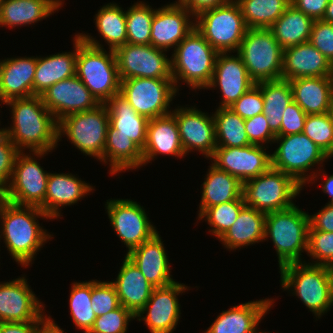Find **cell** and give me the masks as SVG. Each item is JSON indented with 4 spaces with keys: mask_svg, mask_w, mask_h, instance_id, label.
<instances>
[{
    "mask_svg": "<svg viewBox=\"0 0 333 333\" xmlns=\"http://www.w3.org/2000/svg\"><path fill=\"white\" fill-rule=\"evenodd\" d=\"M307 114L293 100L286 107L283 120L281 122L280 132L277 136H288L297 133H302Z\"/></svg>",
    "mask_w": 333,
    "mask_h": 333,
    "instance_id": "obj_53",
    "label": "cell"
},
{
    "mask_svg": "<svg viewBox=\"0 0 333 333\" xmlns=\"http://www.w3.org/2000/svg\"><path fill=\"white\" fill-rule=\"evenodd\" d=\"M263 145L216 147L210 157L213 165L237 178L241 183L259 176L271 167V154Z\"/></svg>",
    "mask_w": 333,
    "mask_h": 333,
    "instance_id": "obj_17",
    "label": "cell"
},
{
    "mask_svg": "<svg viewBox=\"0 0 333 333\" xmlns=\"http://www.w3.org/2000/svg\"><path fill=\"white\" fill-rule=\"evenodd\" d=\"M40 96L57 121L74 113L93 110L100 105L76 75L55 83Z\"/></svg>",
    "mask_w": 333,
    "mask_h": 333,
    "instance_id": "obj_20",
    "label": "cell"
},
{
    "mask_svg": "<svg viewBox=\"0 0 333 333\" xmlns=\"http://www.w3.org/2000/svg\"><path fill=\"white\" fill-rule=\"evenodd\" d=\"M263 95V114L268 120L270 130L277 136L280 132L283 114L293 101V92L289 80L263 81L257 83Z\"/></svg>",
    "mask_w": 333,
    "mask_h": 333,
    "instance_id": "obj_37",
    "label": "cell"
},
{
    "mask_svg": "<svg viewBox=\"0 0 333 333\" xmlns=\"http://www.w3.org/2000/svg\"><path fill=\"white\" fill-rule=\"evenodd\" d=\"M50 321L0 322V333H45Z\"/></svg>",
    "mask_w": 333,
    "mask_h": 333,
    "instance_id": "obj_54",
    "label": "cell"
},
{
    "mask_svg": "<svg viewBox=\"0 0 333 333\" xmlns=\"http://www.w3.org/2000/svg\"><path fill=\"white\" fill-rule=\"evenodd\" d=\"M309 214L295 204L287 209L266 213L264 238L273 241L279 268L304 262L301 253L307 252Z\"/></svg>",
    "mask_w": 333,
    "mask_h": 333,
    "instance_id": "obj_6",
    "label": "cell"
},
{
    "mask_svg": "<svg viewBox=\"0 0 333 333\" xmlns=\"http://www.w3.org/2000/svg\"><path fill=\"white\" fill-rule=\"evenodd\" d=\"M135 317L131 311L120 305L113 311L97 316L88 333H126L128 322Z\"/></svg>",
    "mask_w": 333,
    "mask_h": 333,
    "instance_id": "obj_48",
    "label": "cell"
},
{
    "mask_svg": "<svg viewBox=\"0 0 333 333\" xmlns=\"http://www.w3.org/2000/svg\"><path fill=\"white\" fill-rule=\"evenodd\" d=\"M71 288L69 307L74 325L88 333L96 319L91 305V281L75 282Z\"/></svg>",
    "mask_w": 333,
    "mask_h": 333,
    "instance_id": "obj_43",
    "label": "cell"
},
{
    "mask_svg": "<svg viewBox=\"0 0 333 333\" xmlns=\"http://www.w3.org/2000/svg\"><path fill=\"white\" fill-rule=\"evenodd\" d=\"M303 133L329 157L333 156V121L330 112L308 114Z\"/></svg>",
    "mask_w": 333,
    "mask_h": 333,
    "instance_id": "obj_45",
    "label": "cell"
},
{
    "mask_svg": "<svg viewBox=\"0 0 333 333\" xmlns=\"http://www.w3.org/2000/svg\"><path fill=\"white\" fill-rule=\"evenodd\" d=\"M292 176L270 167L259 176L242 183V196L246 206L269 213L287 209L302 190Z\"/></svg>",
    "mask_w": 333,
    "mask_h": 333,
    "instance_id": "obj_9",
    "label": "cell"
},
{
    "mask_svg": "<svg viewBox=\"0 0 333 333\" xmlns=\"http://www.w3.org/2000/svg\"><path fill=\"white\" fill-rule=\"evenodd\" d=\"M330 114H331V118H332V121H333V102H332V107H331Z\"/></svg>",
    "mask_w": 333,
    "mask_h": 333,
    "instance_id": "obj_63",
    "label": "cell"
},
{
    "mask_svg": "<svg viewBox=\"0 0 333 333\" xmlns=\"http://www.w3.org/2000/svg\"><path fill=\"white\" fill-rule=\"evenodd\" d=\"M307 253L316 260L310 264L333 268V232L308 230Z\"/></svg>",
    "mask_w": 333,
    "mask_h": 333,
    "instance_id": "obj_46",
    "label": "cell"
},
{
    "mask_svg": "<svg viewBox=\"0 0 333 333\" xmlns=\"http://www.w3.org/2000/svg\"><path fill=\"white\" fill-rule=\"evenodd\" d=\"M21 151L9 136L0 132V186L7 187L11 181L17 155Z\"/></svg>",
    "mask_w": 333,
    "mask_h": 333,
    "instance_id": "obj_51",
    "label": "cell"
},
{
    "mask_svg": "<svg viewBox=\"0 0 333 333\" xmlns=\"http://www.w3.org/2000/svg\"><path fill=\"white\" fill-rule=\"evenodd\" d=\"M94 188L75 175L50 173L44 200V212L51 218L60 217L59 207L77 203Z\"/></svg>",
    "mask_w": 333,
    "mask_h": 333,
    "instance_id": "obj_30",
    "label": "cell"
},
{
    "mask_svg": "<svg viewBox=\"0 0 333 333\" xmlns=\"http://www.w3.org/2000/svg\"><path fill=\"white\" fill-rule=\"evenodd\" d=\"M217 147H246L251 145L246 134L245 119L229 107H218L213 114Z\"/></svg>",
    "mask_w": 333,
    "mask_h": 333,
    "instance_id": "obj_39",
    "label": "cell"
},
{
    "mask_svg": "<svg viewBox=\"0 0 333 333\" xmlns=\"http://www.w3.org/2000/svg\"><path fill=\"white\" fill-rule=\"evenodd\" d=\"M144 2L134 3L126 11L127 43L149 45L151 40V24L154 12Z\"/></svg>",
    "mask_w": 333,
    "mask_h": 333,
    "instance_id": "obj_42",
    "label": "cell"
},
{
    "mask_svg": "<svg viewBox=\"0 0 333 333\" xmlns=\"http://www.w3.org/2000/svg\"><path fill=\"white\" fill-rule=\"evenodd\" d=\"M284 290L293 289L304 305L320 318L333 306V268L298 262L280 268Z\"/></svg>",
    "mask_w": 333,
    "mask_h": 333,
    "instance_id": "obj_4",
    "label": "cell"
},
{
    "mask_svg": "<svg viewBox=\"0 0 333 333\" xmlns=\"http://www.w3.org/2000/svg\"><path fill=\"white\" fill-rule=\"evenodd\" d=\"M30 288L24 276L0 283V322L50 321Z\"/></svg>",
    "mask_w": 333,
    "mask_h": 333,
    "instance_id": "obj_16",
    "label": "cell"
},
{
    "mask_svg": "<svg viewBox=\"0 0 333 333\" xmlns=\"http://www.w3.org/2000/svg\"><path fill=\"white\" fill-rule=\"evenodd\" d=\"M126 256L136 264L154 288L175 282L170 275V263L158 232L148 241L126 253Z\"/></svg>",
    "mask_w": 333,
    "mask_h": 333,
    "instance_id": "obj_24",
    "label": "cell"
},
{
    "mask_svg": "<svg viewBox=\"0 0 333 333\" xmlns=\"http://www.w3.org/2000/svg\"><path fill=\"white\" fill-rule=\"evenodd\" d=\"M109 157V158H108ZM110 162V173L116 174L143 165L142 149L124 135H107L103 162Z\"/></svg>",
    "mask_w": 333,
    "mask_h": 333,
    "instance_id": "obj_38",
    "label": "cell"
},
{
    "mask_svg": "<svg viewBox=\"0 0 333 333\" xmlns=\"http://www.w3.org/2000/svg\"><path fill=\"white\" fill-rule=\"evenodd\" d=\"M105 105L109 114L107 135L127 136L143 150L149 119L139 115L120 93L113 96Z\"/></svg>",
    "mask_w": 333,
    "mask_h": 333,
    "instance_id": "obj_27",
    "label": "cell"
},
{
    "mask_svg": "<svg viewBox=\"0 0 333 333\" xmlns=\"http://www.w3.org/2000/svg\"><path fill=\"white\" fill-rule=\"evenodd\" d=\"M63 5L61 0H2L0 26L16 27L35 24Z\"/></svg>",
    "mask_w": 333,
    "mask_h": 333,
    "instance_id": "obj_32",
    "label": "cell"
},
{
    "mask_svg": "<svg viewBox=\"0 0 333 333\" xmlns=\"http://www.w3.org/2000/svg\"><path fill=\"white\" fill-rule=\"evenodd\" d=\"M293 100L308 114L331 111L333 102V76L307 77L290 80Z\"/></svg>",
    "mask_w": 333,
    "mask_h": 333,
    "instance_id": "obj_31",
    "label": "cell"
},
{
    "mask_svg": "<svg viewBox=\"0 0 333 333\" xmlns=\"http://www.w3.org/2000/svg\"><path fill=\"white\" fill-rule=\"evenodd\" d=\"M95 25L99 34L115 50L127 43L126 11L116 3L104 5L95 15Z\"/></svg>",
    "mask_w": 333,
    "mask_h": 333,
    "instance_id": "obj_40",
    "label": "cell"
},
{
    "mask_svg": "<svg viewBox=\"0 0 333 333\" xmlns=\"http://www.w3.org/2000/svg\"><path fill=\"white\" fill-rule=\"evenodd\" d=\"M37 57L7 58L3 60L0 80V102L33 96V82Z\"/></svg>",
    "mask_w": 333,
    "mask_h": 333,
    "instance_id": "obj_28",
    "label": "cell"
},
{
    "mask_svg": "<svg viewBox=\"0 0 333 333\" xmlns=\"http://www.w3.org/2000/svg\"><path fill=\"white\" fill-rule=\"evenodd\" d=\"M91 305L96 317L120 306L116 288L111 281H91Z\"/></svg>",
    "mask_w": 333,
    "mask_h": 333,
    "instance_id": "obj_47",
    "label": "cell"
},
{
    "mask_svg": "<svg viewBox=\"0 0 333 333\" xmlns=\"http://www.w3.org/2000/svg\"><path fill=\"white\" fill-rule=\"evenodd\" d=\"M248 28H270L291 5V0H235Z\"/></svg>",
    "mask_w": 333,
    "mask_h": 333,
    "instance_id": "obj_41",
    "label": "cell"
},
{
    "mask_svg": "<svg viewBox=\"0 0 333 333\" xmlns=\"http://www.w3.org/2000/svg\"><path fill=\"white\" fill-rule=\"evenodd\" d=\"M171 113L175 116L185 155L196 149L210 158L217 147L213 114L208 116L195 106L178 107Z\"/></svg>",
    "mask_w": 333,
    "mask_h": 333,
    "instance_id": "obj_19",
    "label": "cell"
},
{
    "mask_svg": "<svg viewBox=\"0 0 333 333\" xmlns=\"http://www.w3.org/2000/svg\"><path fill=\"white\" fill-rule=\"evenodd\" d=\"M283 51L269 28H248L237 53L257 84L282 79Z\"/></svg>",
    "mask_w": 333,
    "mask_h": 333,
    "instance_id": "obj_8",
    "label": "cell"
},
{
    "mask_svg": "<svg viewBox=\"0 0 333 333\" xmlns=\"http://www.w3.org/2000/svg\"><path fill=\"white\" fill-rule=\"evenodd\" d=\"M105 207L113 229L128 248L127 253L158 232L149 221L143 206L133 200H107Z\"/></svg>",
    "mask_w": 333,
    "mask_h": 333,
    "instance_id": "obj_15",
    "label": "cell"
},
{
    "mask_svg": "<svg viewBox=\"0 0 333 333\" xmlns=\"http://www.w3.org/2000/svg\"><path fill=\"white\" fill-rule=\"evenodd\" d=\"M175 2L154 12L150 44L155 48L167 51L170 47H176L195 28V20L190 21L189 18L195 16L186 7Z\"/></svg>",
    "mask_w": 333,
    "mask_h": 333,
    "instance_id": "obj_21",
    "label": "cell"
},
{
    "mask_svg": "<svg viewBox=\"0 0 333 333\" xmlns=\"http://www.w3.org/2000/svg\"><path fill=\"white\" fill-rule=\"evenodd\" d=\"M108 126V108L100 104L93 110L74 113L59 120L58 140L62 134L66 135L81 153L103 162Z\"/></svg>",
    "mask_w": 333,
    "mask_h": 333,
    "instance_id": "obj_10",
    "label": "cell"
},
{
    "mask_svg": "<svg viewBox=\"0 0 333 333\" xmlns=\"http://www.w3.org/2000/svg\"><path fill=\"white\" fill-rule=\"evenodd\" d=\"M328 3L329 0H291V5L313 20L323 18Z\"/></svg>",
    "mask_w": 333,
    "mask_h": 333,
    "instance_id": "obj_56",
    "label": "cell"
},
{
    "mask_svg": "<svg viewBox=\"0 0 333 333\" xmlns=\"http://www.w3.org/2000/svg\"><path fill=\"white\" fill-rule=\"evenodd\" d=\"M308 230L333 232V204L327 203L319 212L309 215Z\"/></svg>",
    "mask_w": 333,
    "mask_h": 333,
    "instance_id": "obj_55",
    "label": "cell"
},
{
    "mask_svg": "<svg viewBox=\"0 0 333 333\" xmlns=\"http://www.w3.org/2000/svg\"><path fill=\"white\" fill-rule=\"evenodd\" d=\"M314 20L290 5L269 28L279 45L286 49L309 41Z\"/></svg>",
    "mask_w": 333,
    "mask_h": 333,
    "instance_id": "obj_36",
    "label": "cell"
},
{
    "mask_svg": "<svg viewBox=\"0 0 333 333\" xmlns=\"http://www.w3.org/2000/svg\"><path fill=\"white\" fill-rule=\"evenodd\" d=\"M187 287L175 281L167 286L154 288L149 300L135 318L139 321L144 319L151 333H172L181 314L177 296L187 290ZM145 313L146 317L143 315Z\"/></svg>",
    "mask_w": 333,
    "mask_h": 333,
    "instance_id": "obj_18",
    "label": "cell"
},
{
    "mask_svg": "<svg viewBox=\"0 0 333 333\" xmlns=\"http://www.w3.org/2000/svg\"><path fill=\"white\" fill-rule=\"evenodd\" d=\"M218 53L213 76L206 87H219L222 99L219 107H230L256 83L250 78L241 56Z\"/></svg>",
    "mask_w": 333,
    "mask_h": 333,
    "instance_id": "obj_22",
    "label": "cell"
},
{
    "mask_svg": "<svg viewBox=\"0 0 333 333\" xmlns=\"http://www.w3.org/2000/svg\"><path fill=\"white\" fill-rule=\"evenodd\" d=\"M12 110V125L3 128L14 145L22 152L30 149L32 155L45 156L58 141V121L44 105L41 96L11 99L4 103Z\"/></svg>",
    "mask_w": 333,
    "mask_h": 333,
    "instance_id": "obj_1",
    "label": "cell"
},
{
    "mask_svg": "<svg viewBox=\"0 0 333 333\" xmlns=\"http://www.w3.org/2000/svg\"><path fill=\"white\" fill-rule=\"evenodd\" d=\"M323 183L322 191L331 197L329 204H333V174L327 177Z\"/></svg>",
    "mask_w": 333,
    "mask_h": 333,
    "instance_id": "obj_58",
    "label": "cell"
},
{
    "mask_svg": "<svg viewBox=\"0 0 333 333\" xmlns=\"http://www.w3.org/2000/svg\"><path fill=\"white\" fill-rule=\"evenodd\" d=\"M309 42L333 65V23L314 20Z\"/></svg>",
    "mask_w": 333,
    "mask_h": 333,
    "instance_id": "obj_49",
    "label": "cell"
},
{
    "mask_svg": "<svg viewBox=\"0 0 333 333\" xmlns=\"http://www.w3.org/2000/svg\"><path fill=\"white\" fill-rule=\"evenodd\" d=\"M263 95L261 88L255 84L249 91L244 93L229 108L243 119L254 117L263 113Z\"/></svg>",
    "mask_w": 333,
    "mask_h": 333,
    "instance_id": "obj_50",
    "label": "cell"
},
{
    "mask_svg": "<svg viewBox=\"0 0 333 333\" xmlns=\"http://www.w3.org/2000/svg\"><path fill=\"white\" fill-rule=\"evenodd\" d=\"M122 263L118 276L112 283L120 305L136 316L149 300L154 287L127 256Z\"/></svg>",
    "mask_w": 333,
    "mask_h": 333,
    "instance_id": "obj_29",
    "label": "cell"
},
{
    "mask_svg": "<svg viewBox=\"0 0 333 333\" xmlns=\"http://www.w3.org/2000/svg\"><path fill=\"white\" fill-rule=\"evenodd\" d=\"M74 39V52L57 53L42 58L37 56L33 96H40L55 83L76 75L77 35Z\"/></svg>",
    "mask_w": 333,
    "mask_h": 333,
    "instance_id": "obj_33",
    "label": "cell"
},
{
    "mask_svg": "<svg viewBox=\"0 0 333 333\" xmlns=\"http://www.w3.org/2000/svg\"><path fill=\"white\" fill-rule=\"evenodd\" d=\"M333 76V65L309 41L283 51L282 79Z\"/></svg>",
    "mask_w": 333,
    "mask_h": 333,
    "instance_id": "obj_23",
    "label": "cell"
},
{
    "mask_svg": "<svg viewBox=\"0 0 333 333\" xmlns=\"http://www.w3.org/2000/svg\"><path fill=\"white\" fill-rule=\"evenodd\" d=\"M76 76L100 104L120 93L121 80L114 51L107 53L91 35L77 34Z\"/></svg>",
    "mask_w": 333,
    "mask_h": 333,
    "instance_id": "obj_3",
    "label": "cell"
},
{
    "mask_svg": "<svg viewBox=\"0 0 333 333\" xmlns=\"http://www.w3.org/2000/svg\"><path fill=\"white\" fill-rule=\"evenodd\" d=\"M165 50L151 44H129L114 50L120 80L129 78H172L171 60Z\"/></svg>",
    "mask_w": 333,
    "mask_h": 333,
    "instance_id": "obj_13",
    "label": "cell"
},
{
    "mask_svg": "<svg viewBox=\"0 0 333 333\" xmlns=\"http://www.w3.org/2000/svg\"><path fill=\"white\" fill-rule=\"evenodd\" d=\"M258 330H255L253 333H266L265 331L264 332H257Z\"/></svg>",
    "mask_w": 333,
    "mask_h": 333,
    "instance_id": "obj_64",
    "label": "cell"
},
{
    "mask_svg": "<svg viewBox=\"0 0 333 333\" xmlns=\"http://www.w3.org/2000/svg\"><path fill=\"white\" fill-rule=\"evenodd\" d=\"M273 302L262 299L233 306L222 311L204 333H253Z\"/></svg>",
    "mask_w": 333,
    "mask_h": 333,
    "instance_id": "obj_26",
    "label": "cell"
},
{
    "mask_svg": "<svg viewBox=\"0 0 333 333\" xmlns=\"http://www.w3.org/2000/svg\"><path fill=\"white\" fill-rule=\"evenodd\" d=\"M245 128L249 142L254 145L274 142L276 138V135L270 130L268 120L263 113L245 119Z\"/></svg>",
    "mask_w": 333,
    "mask_h": 333,
    "instance_id": "obj_52",
    "label": "cell"
},
{
    "mask_svg": "<svg viewBox=\"0 0 333 333\" xmlns=\"http://www.w3.org/2000/svg\"><path fill=\"white\" fill-rule=\"evenodd\" d=\"M202 185L199 216L208 208L237 200L242 196V183L228 172L211 164Z\"/></svg>",
    "mask_w": 333,
    "mask_h": 333,
    "instance_id": "obj_35",
    "label": "cell"
},
{
    "mask_svg": "<svg viewBox=\"0 0 333 333\" xmlns=\"http://www.w3.org/2000/svg\"><path fill=\"white\" fill-rule=\"evenodd\" d=\"M279 143L271 154V167L292 176L301 186L315 180L317 174L306 175L311 167L322 164L330 157L303 132L288 136H276L273 143ZM307 176V177H306ZM309 178H311L309 180ZM313 178V179H312Z\"/></svg>",
    "mask_w": 333,
    "mask_h": 333,
    "instance_id": "obj_11",
    "label": "cell"
},
{
    "mask_svg": "<svg viewBox=\"0 0 333 333\" xmlns=\"http://www.w3.org/2000/svg\"><path fill=\"white\" fill-rule=\"evenodd\" d=\"M322 20L333 23V0H329Z\"/></svg>",
    "mask_w": 333,
    "mask_h": 333,
    "instance_id": "obj_59",
    "label": "cell"
},
{
    "mask_svg": "<svg viewBox=\"0 0 333 333\" xmlns=\"http://www.w3.org/2000/svg\"><path fill=\"white\" fill-rule=\"evenodd\" d=\"M8 203L7 189L6 187L0 186V217L4 206Z\"/></svg>",
    "mask_w": 333,
    "mask_h": 333,
    "instance_id": "obj_60",
    "label": "cell"
},
{
    "mask_svg": "<svg viewBox=\"0 0 333 333\" xmlns=\"http://www.w3.org/2000/svg\"><path fill=\"white\" fill-rule=\"evenodd\" d=\"M142 152L143 165L150 163L158 154L184 157L178 126L172 113L149 119L146 144Z\"/></svg>",
    "mask_w": 333,
    "mask_h": 333,
    "instance_id": "obj_25",
    "label": "cell"
},
{
    "mask_svg": "<svg viewBox=\"0 0 333 333\" xmlns=\"http://www.w3.org/2000/svg\"><path fill=\"white\" fill-rule=\"evenodd\" d=\"M177 92L173 78H129L121 80L120 86V94L148 119L171 113L169 106Z\"/></svg>",
    "mask_w": 333,
    "mask_h": 333,
    "instance_id": "obj_12",
    "label": "cell"
},
{
    "mask_svg": "<svg viewBox=\"0 0 333 333\" xmlns=\"http://www.w3.org/2000/svg\"><path fill=\"white\" fill-rule=\"evenodd\" d=\"M45 333H64V331L53 321V319H50V328Z\"/></svg>",
    "mask_w": 333,
    "mask_h": 333,
    "instance_id": "obj_61",
    "label": "cell"
},
{
    "mask_svg": "<svg viewBox=\"0 0 333 333\" xmlns=\"http://www.w3.org/2000/svg\"><path fill=\"white\" fill-rule=\"evenodd\" d=\"M195 17V28L218 53L239 50L248 26L235 0L203 10Z\"/></svg>",
    "mask_w": 333,
    "mask_h": 333,
    "instance_id": "obj_7",
    "label": "cell"
},
{
    "mask_svg": "<svg viewBox=\"0 0 333 333\" xmlns=\"http://www.w3.org/2000/svg\"><path fill=\"white\" fill-rule=\"evenodd\" d=\"M41 217L51 219L39 207L34 206L8 202L2 210L0 238L2 235L11 257L23 267H28L36 252L41 250L46 240L52 238L51 234L39 226L37 218Z\"/></svg>",
    "mask_w": 333,
    "mask_h": 333,
    "instance_id": "obj_2",
    "label": "cell"
},
{
    "mask_svg": "<svg viewBox=\"0 0 333 333\" xmlns=\"http://www.w3.org/2000/svg\"><path fill=\"white\" fill-rule=\"evenodd\" d=\"M265 217L266 213L245 205L219 240L230 250L265 241Z\"/></svg>",
    "mask_w": 333,
    "mask_h": 333,
    "instance_id": "obj_34",
    "label": "cell"
},
{
    "mask_svg": "<svg viewBox=\"0 0 333 333\" xmlns=\"http://www.w3.org/2000/svg\"><path fill=\"white\" fill-rule=\"evenodd\" d=\"M20 152L17 155L7 189L8 202L20 206L39 207L44 212V200L49 174L38 161Z\"/></svg>",
    "mask_w": 333,
    "mask_h": 333,
    "instance_id": "obj_14",
    "label": "cell"
},
{
    "mask_svg": "<svg viewBox=\"0 0 333 333\" xmlns=\"http://www.w3.org/2000/svg\"><path fill=\"white\" fill-rule=\"evenodd\" d=\"M2 64H3V60L0 61V80H1V73H2Z\"/></svg>",
    "mask_w": 333,
    "mask_h": 333,
    "instance_id": "obj_62",
    "label": "cell"
},
{
    "mask_svg": "<svg viewBox=\"0 0 333 333\" xmlns=\"http://www.w3.org/2000/svg\"><path fill=\"white\" fill-rule=\"evenodd\" d=\"M245 206L243 196L237 200L221 203L219 205L208 207L198 220L206 218L210 226V233L214 234L218 240L232 226L237 219L240 210Z\"/></svg>",
    "mask_w": 333,
    "mask_h": 333,
    "instance_id": "obj_44",
    "label": "cell"
},
{
    "mask_svg": "<svg viewBox=\"0 0 333 333\" xmlns=\"http://www.w3.org/2000/svg\"><path fill=\"white\" fill-rule=\"evenodd\" d=\"M218 52L194 28L175 48L171 72L176 90L182 80L191 89H204L212 79Z\"/></svg>",
    "mask_w": 333,
    "mask_h": 333,
    "instance_id": "obj_5",
    "label": "cell"
},
{
    "mask_svg": "<svg viewBox=\"0 0 333 333\" xmlns=\"http://www.w3.org/2000/svg\"><path fill=\"white\" fill-rule=\"evenodd\" d=\"M230 1L232 0H181L179 3L196 16L203 10L214 8Z\"/></svg>",
    "mask_w": 333,
    "mask_h": 333,
    "instance_id": "obj_57",
    "label": "cell"
}]
</instances>
